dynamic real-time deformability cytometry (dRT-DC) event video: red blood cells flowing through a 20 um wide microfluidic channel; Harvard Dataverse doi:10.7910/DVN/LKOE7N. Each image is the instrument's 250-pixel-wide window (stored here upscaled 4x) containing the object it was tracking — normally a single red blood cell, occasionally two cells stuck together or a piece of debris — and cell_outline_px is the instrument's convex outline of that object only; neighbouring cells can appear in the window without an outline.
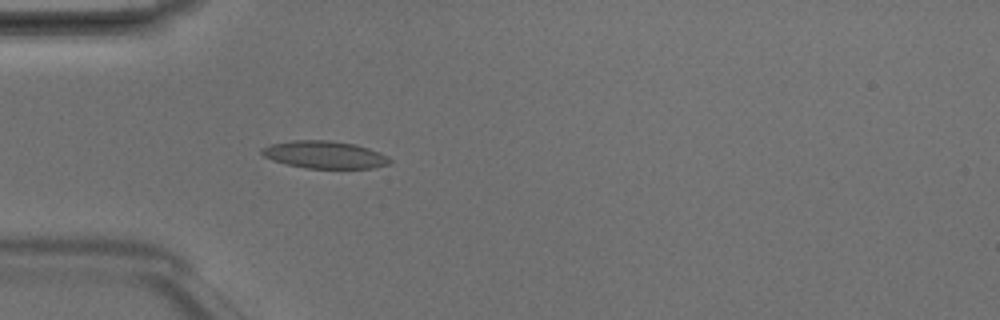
{"species": "Egyptian fruit bat (a non-hibernating species)", "species_latin": "Rousettus aegyptiacus", "temperature_condition": "room temperature", "stored_images_in_passage": 4, "camera_frame_rate_fps": 3000, "um_per_image_px": 0.085, "animal": {"sex": "male"}, "frame": {"image": 1, "passage_image": 4, "time_ms": 1.0, "image_size_px": [1000, 320], "cell_outline_px": [[392, 160], [388, 164], [372, 168], [308, 168], [284, 164], [272, 160], [264, 156], [260, 152], [260, 148], [272, 144], [292, 140], [328, 140], [356, 144], [380, 152], [388, 156]], "centroid_in_image_um": [27.58, 13.14], "position_along_channel_um": 57.4, "area_um2": 20.52}}